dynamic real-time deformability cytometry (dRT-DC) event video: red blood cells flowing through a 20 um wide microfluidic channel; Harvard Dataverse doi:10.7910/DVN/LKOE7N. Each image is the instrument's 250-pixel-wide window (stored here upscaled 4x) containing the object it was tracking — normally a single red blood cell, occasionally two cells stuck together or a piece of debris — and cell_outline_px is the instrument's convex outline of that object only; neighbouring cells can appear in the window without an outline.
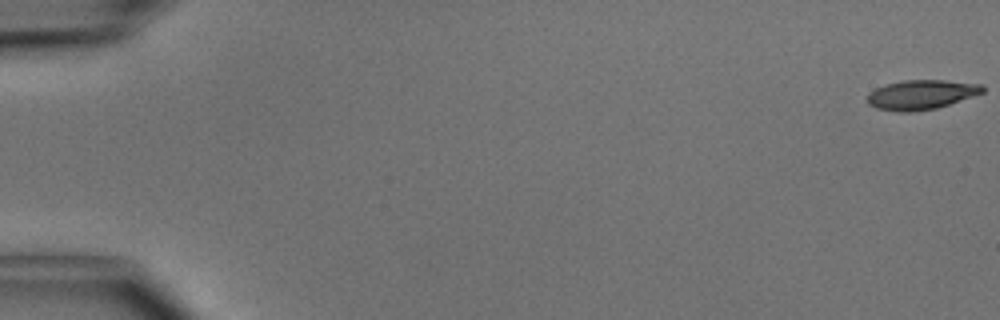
{"species": "common noctule bat (a hibernating species)", "species_latin": "Nyctalus noctula", "temperature_condition": "cold", "stored_images_in_passage": 50, "camera_frame_rate_fps": 3000, "um_per_image_px": 0.085, "animal": {"sex": "male", "body_mass_g": 15.6}, "frame": {"image": 1, "passage_image": 1, "time_ms": 0.0, "image_size_px": [1000, 320], "cell_outline_px": [[984, 92], [936, 108], [912, 112], [900, 112], [876, 108], [868, 104], [868, 92], [884, 84], [904, 80], [944, 80], [984, 84]], "centroid_in_image_um": [78.29, 8.04], "position_along_channel_um": 6.7, "area_um2": 19.83}}
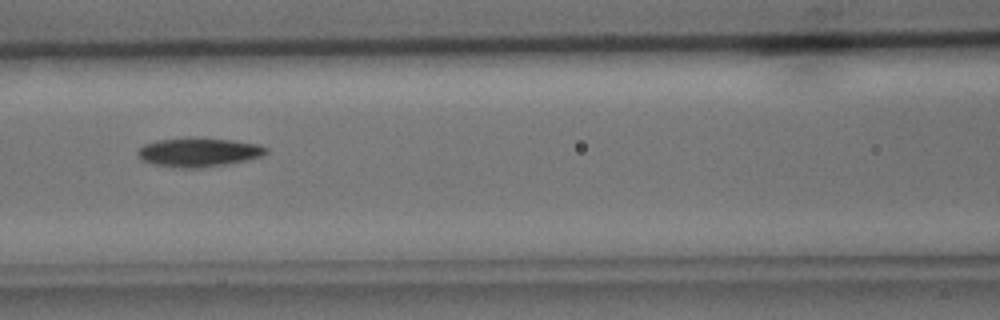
{"frame": {"image": 2, "passage_image": 23, "time_ms": 7.333, "image_size_px": [1000, 320], "cell_outline_px": [[268, 152], [260, 156], [244, 160], [224, 164], [200, 168], [180, 168], [152, 164], [144, 160], [136, 152], [144, 144], [156, 140], [188, 136], [192, 136], [232, 140], [260, 144], [268, 148]], "centroid_in_image_um": [16.87, 12.91], "position_along_channel_um": 149.7, "area_um2": 21.85}}
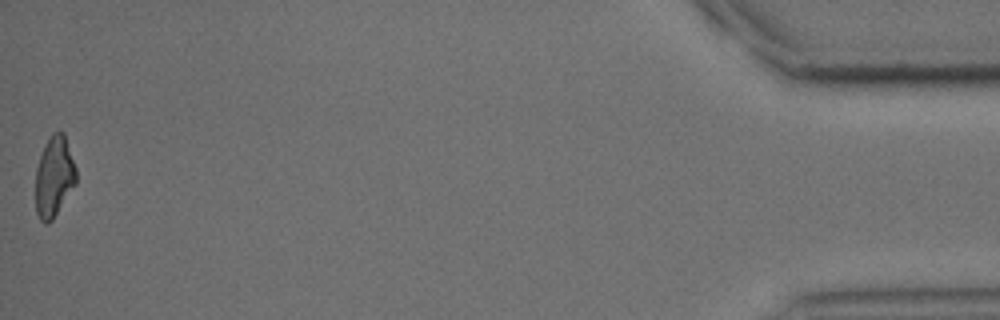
{"frame": {"image": 3, "passage_image": 50, "time_ms": 16.333, "image_size_px": [1000, 320], "cell_outline_px": [[76, 184], [52, 220], [48, 224], [44, 224], [40, 220], [36, 212], [36, 168], [44, 144], [52, 132], [64, 132], [76, 168]], "centroid_in_image_um": [4.6, 15.02], "position_along_channel_um": 430.6, "area_um2": 19.13}, "authors_computed_cell_mechanics": {"area_um2": 20.3745, "velocity_mm_per_s": 4.1061, "shape_relaxation_time_tau1_ms": 3.3539, "shape_relaxation_time_tau2_ms": 7.7952, "deformation_change_tau1": 0.1147, "deformation_change_tau2": 0.1726}}